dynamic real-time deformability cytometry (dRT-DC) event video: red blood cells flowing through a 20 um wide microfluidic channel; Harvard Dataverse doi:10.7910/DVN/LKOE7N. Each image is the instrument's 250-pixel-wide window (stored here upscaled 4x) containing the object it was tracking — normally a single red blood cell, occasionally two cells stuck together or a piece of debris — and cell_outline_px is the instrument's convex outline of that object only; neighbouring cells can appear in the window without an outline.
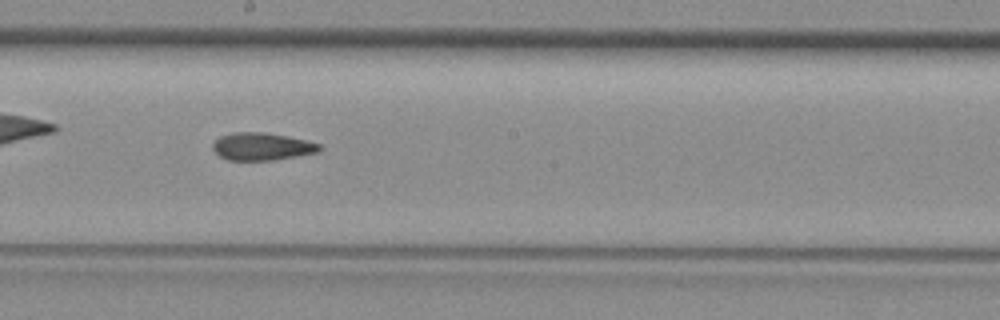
{"species": "common noctule bat (a hibernating species)", "species_latin": "Nyctalus noctula", "temperature_condition": "room temperature", "stored_images_in_passage": 28, "camera_frame_rate_fps": 3000, "um_per_image_px": 0.085, "animal": {"sex": "female", "body_mass_g": 29.2, "forearm_length_mm": 56.3}, "frame": {"image": 1, "passage_image": 12, "time_ms": 3.667, "image_size_px": [1000, 320], "cell_outline_px": [[320, 148], [316, 152], [296, 156], [272, 160], [228, 160], [220, 156], [212, 148], [212, 144], [220, 136], [232, 132], [264, 132], [288, 136], [320, 144]], "centroid_in_image_um": [22.21, 12.44], "position_along_channel_um": 226.0, "area_um2": 16.94}}
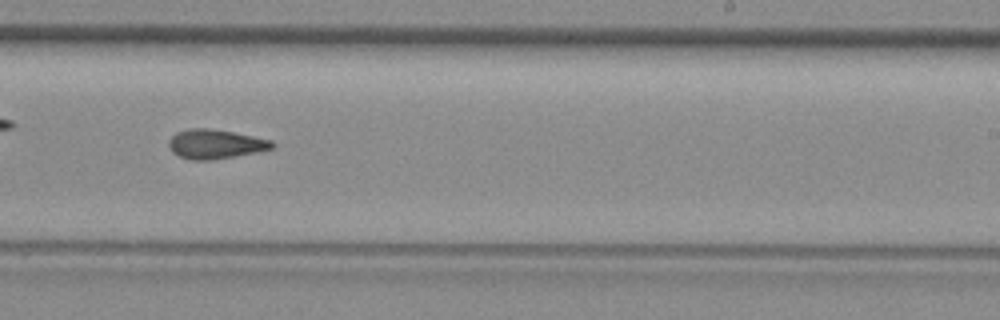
{"frame": {"image": 2, "passage_image": 15, "time_ms": 4.667, "image_size_px": [1000, 320], "cell_outline_px": [[276, 144], [272, 148], [212, 160], [192, 160], [180, 156], [172, 152], [168, 148], [168, 140], [176, 132], [188, 128], [208, 128], [232, 132], [272, 140]], "centroid_in_image_um": [18.24, 12.23], "position_along_channel_um": 270.8, "area_um2": 17.46}}
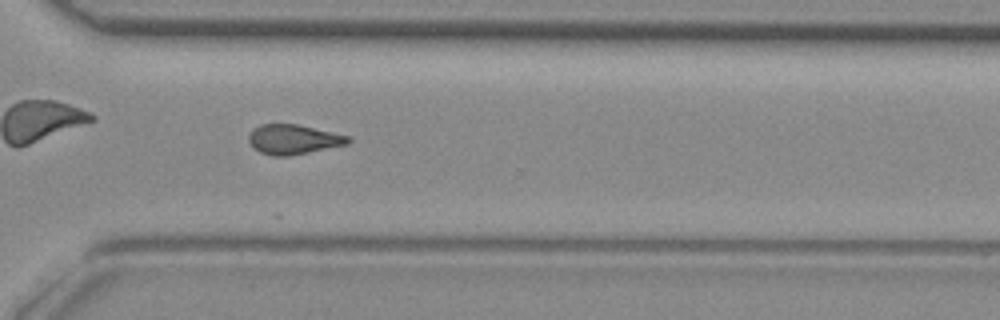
{"frame": {"image": 3, "passage_image": 20, "time_ms": 6.333, "image_size_px": [1000, 320], "cell_outline_px": [[352, 140], [348, 144], [288, 156], [272, 156], [260, 152], [252, 148], [248, 140], [248, 136], [260, 124], [296, 124], [348, 136]], "centroid_in_image_um": [24.91, 11.86], "position_along_channel_um": 345.7, "area_um2": 16.99}}